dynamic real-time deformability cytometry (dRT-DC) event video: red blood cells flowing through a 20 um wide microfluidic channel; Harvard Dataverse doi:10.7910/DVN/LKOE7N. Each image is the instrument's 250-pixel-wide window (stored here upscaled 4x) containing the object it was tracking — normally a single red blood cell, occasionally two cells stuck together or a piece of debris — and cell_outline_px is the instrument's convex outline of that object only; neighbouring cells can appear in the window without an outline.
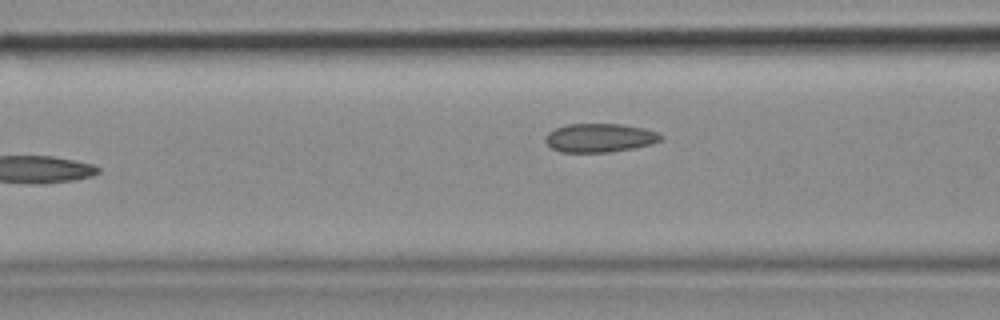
{"species": "common noctule bat (a hibernating species)", "species_latin": "Nyctalus noctula", "temperature_condition": "cold", "stored_images_in_passage": 7, "camera_frame_rate_fps": 3000, "um_per_image_px": 0.085, "animal": {"sex": "female", "body_mass_g": 18.4}, "frame": {"image": 1, "passage_image": 6, "time_ms": 1.667, "image_size_px": [1000, 320], "cell_outline_px": [[664, 136], [660, 140], [652, 144], [632, 148], [608, 152], [560, 152], [552, 148], [544, 140], [544, 136], [548, 132], [556, 128], [568, 124], [620, 124], [644, 128], [656, 132]], "centroid_in_image_um": [50.95, 11.71], "position_along_channel_um": 115.6, "area_um2": 19.25}}
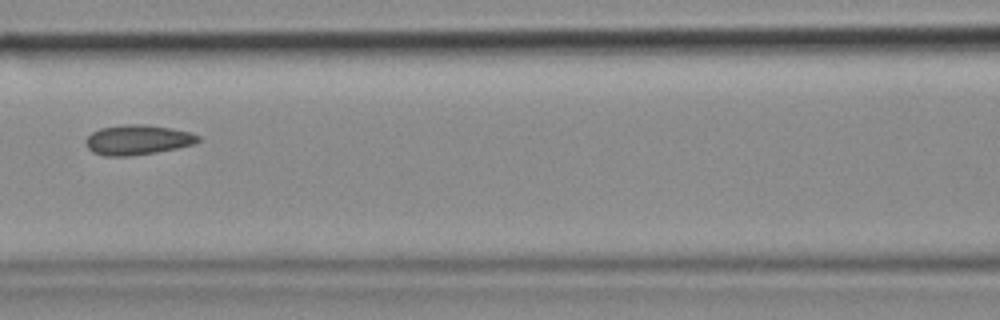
{"frame": {"image": 2, "passage_image": 7, "time_ms": 2.0, "image_size_px": [1000, 320], "cell_outline_px": [[200, 140], [192, 144], [176, 148], [156, 152], [128, 156], [104, 156], [92, 152], [88, 148], [84, 140], [92, 132], [100, 128], [128, 124], [144, 124], [172, 128], [192, 132], [200, 136]], "centroid_in_image_um": [11.69, 11.88], "position_along_channel_um": 154.9, "area_um2": 19.59}}